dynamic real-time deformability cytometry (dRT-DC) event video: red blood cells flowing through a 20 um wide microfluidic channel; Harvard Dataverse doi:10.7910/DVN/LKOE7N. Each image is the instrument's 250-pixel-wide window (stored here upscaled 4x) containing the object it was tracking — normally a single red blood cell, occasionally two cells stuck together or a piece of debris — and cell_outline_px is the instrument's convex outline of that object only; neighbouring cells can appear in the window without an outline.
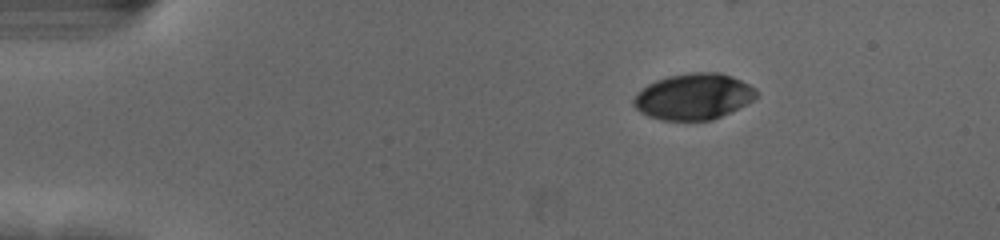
{"species": "human", "species_latin": "Homo sapiens", "temperature_condition": "cold", "stored_images_in_passage": 48, "camera_frame_rate_fps": 3000, "um_per_image_px": 0.085, "donor": {"sex": "female"}, "frame": {"image": 1, "passage_image": 1, "time_ms": 0.0, "image_size_px": [1000, 240], "cell_outline_px": [[760, 92], [748, 104], [712, 120], [660, 120], [648, 116], [640, 112], [632, 104], [632, 100], [636, 92], [648, 84], [656, 80], [668, 76], [692, 72], [716, 72], [732, 76], [756, 88]], "centroid_in_image_um": [58.94, 8.21], "position_along_channel_um": 26.1, "area_um2": 33.18}}
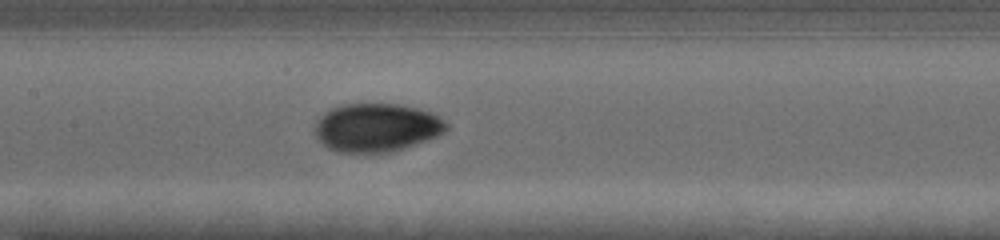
{"frame": {"image": 2, "passage_image": 20, "time_ms": 6.333, "image_size_px": [1000, 240], "cell_outline_px": [[448, 128], [444, 132], [436, 136], [388, 152], [340, 152], [328, 148], [316, 136], [316, 120], [324, 112], [332, 108], [344, 104], [396, 104], [416, 108], [432, 112], [440, 116], [448, 124]], "centroid_in_image_um": [32.0, 10.82], "position_along_channel_um": 175.4, "area_um2": 36.59}}
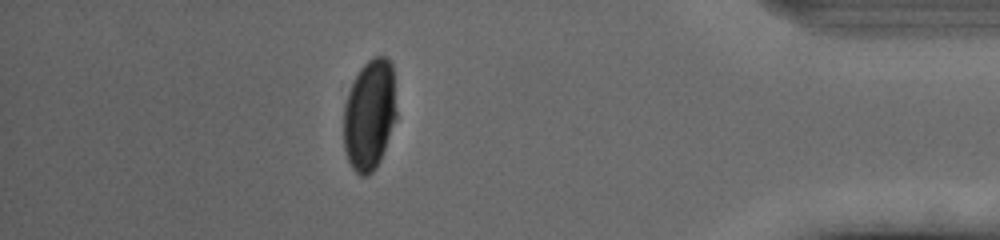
{"frame": {"image": 3, "passage_image": 42, "time_ms": 13.667, "image_size_px": [1000, 240], "cell_outline_px": [[396, 120], [380, 160], [376, 168], [368, 176], [360, 176], [352, 168], [348, 160], [344, 148], [344, 104], [348, 92], [360, 68], [372, 56], [384, 56], [392, 64], [396, 112]], "centroid_in_image_um": [31.4, 9.77], "position_along_channel_um": 403.8, "area_um2": 34.16}, "authors_computed_cell_mechanics": {"area_um2": 35.7204, "velocity_mm_per_s": 3.622, "shape_relaxation_time_tau1_ms": 3.5963, "shape_relaxation_time_tau2_ms": null, "deformation_change_tau1": 0.1525, "deformation_change_tau2": null}}